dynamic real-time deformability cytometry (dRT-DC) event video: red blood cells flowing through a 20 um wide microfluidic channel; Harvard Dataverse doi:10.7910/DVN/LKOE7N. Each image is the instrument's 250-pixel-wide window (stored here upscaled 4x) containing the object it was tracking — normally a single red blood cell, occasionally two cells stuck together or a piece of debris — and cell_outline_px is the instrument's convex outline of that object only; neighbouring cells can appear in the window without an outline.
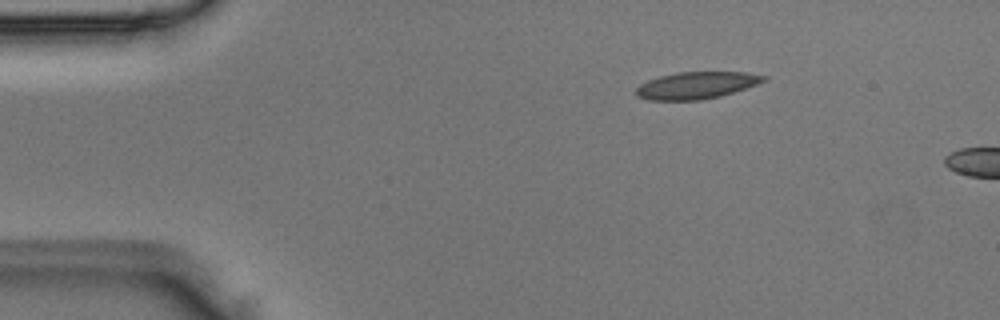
{"species": "Egyptian fruit bat (a non-hibernating species)", "species_latin": "Rousettus aegyptiacus", "temperature_condition": "room temperature", "stored_images_in_passage": 5, "camera_frame_rate_fps": 3000, "um_per_image_px": 0.085, "animal": {"sex": "male"}, "frame": {"image": 1, "passage_image": 5, "time_ms": 1.333, "image_size_px": [1000, 320], "cell_outline_px": [[768, 80], [720, 96], [700, 100], [648, 100], [636, 96], [636, 88], [640, 84], [648, 80], [660, 76], [676, 72], [748, 72], [768, 76]], "centroid_in_image_um": [59.19, 7.25], "position_along_channel_um": 25.8, "area_um2": 20.06}}